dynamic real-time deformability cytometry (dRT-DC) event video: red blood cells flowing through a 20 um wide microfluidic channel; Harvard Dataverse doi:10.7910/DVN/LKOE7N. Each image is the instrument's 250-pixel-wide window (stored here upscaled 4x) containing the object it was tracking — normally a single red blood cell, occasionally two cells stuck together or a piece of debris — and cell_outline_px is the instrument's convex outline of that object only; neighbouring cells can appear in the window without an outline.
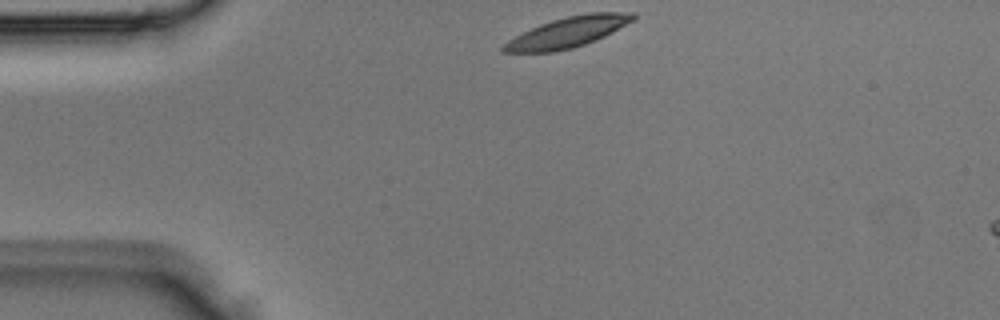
{"species": "Egyptian fruit bat (a non-hibernating species)", "species_latin": "Rousettus aegyptiacus", "temperature_condition": "room temperature", "stored_images_in_passage": 3, "segment_of_instrument_passage": [1, 2], "camera_frame_rate_fps": 3000, "um_per_image_px": 0.085, "animal": {"sex": "male"}, "frame": {"image": 1, "passage_image": 1, "time_ms": 0.0, "image_size_px": [1000, 320], "cell_outline_px": [[636, 16], [632, 20], [612, 32], [596, 40], [572, 48], [552, 52], [504, 52], [500, 48], [508, 40], [540, 24], [552, 20], [568, 16], [588, 12], [636, 12]], "centroid_in_image_um": [48.27, 2.73], "position_along_channel_um": 36.7, "area_um2": 22.66}}